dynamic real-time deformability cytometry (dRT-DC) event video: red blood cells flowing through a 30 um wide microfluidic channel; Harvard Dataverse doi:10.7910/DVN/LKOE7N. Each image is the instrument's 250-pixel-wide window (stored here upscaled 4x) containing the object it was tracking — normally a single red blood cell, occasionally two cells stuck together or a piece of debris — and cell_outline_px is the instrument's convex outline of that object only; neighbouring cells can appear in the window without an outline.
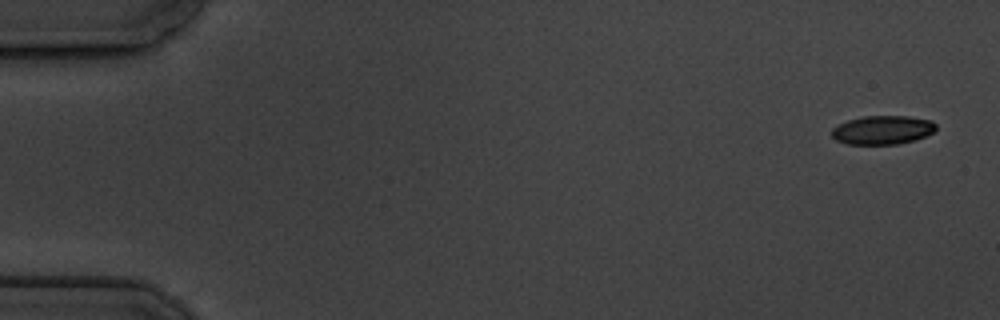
{"species": "common noctule bat (a hibernating species)", "species_latin": "Nyctalus noctula", "temperature_condition": "cold", "stored_images_in_passage": 15, "camera_frame_rate_fps": 3000, "um_per_image_px": 0.085, "animal": {"sex": "male", "body_mass_g": 19.5, "forearm_length_mm": 54.6}, "frame": {"image": 1, "passage_image": 1, "time_ms": 0.0, "image_size_px": [1000, 320], "cell_outline_px": [[936, 128], [932, 132], [916, 140], [896, 144], [848, 144], [836, 140], [832, 136], [832, 128], [848, 120], [864, 116], [908, 116], [932, 120], [936, 124]], "centroid_in_image_um": [75.03, 11.04], "position_along_channel_um": 10.0, "area_um2": 17.4}}
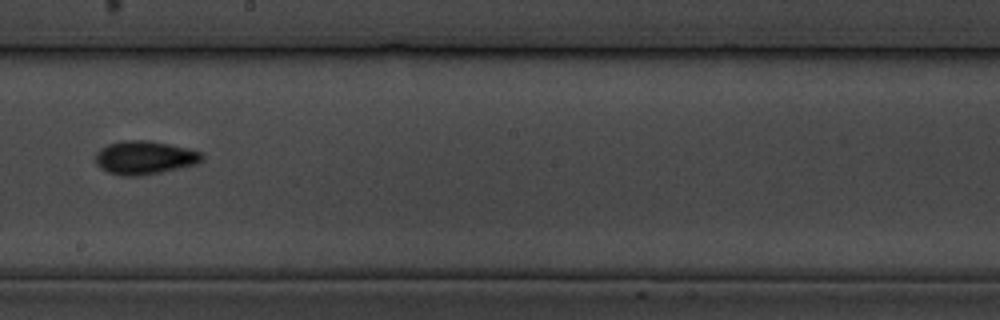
{"frame": {"image": 2, "passage_image": 9, "time_ms": 10.333, "image_size_px": [1000, 320], "cell_outline_px": [[204, 160], [196, 164], [160, 172], [136, 176], [120, 176], [108, 172], [100, 168], [96, 164], [96, 152], [100, 148], [108, 144], [120, 140], [148, 140], [188, 148], [200, 152], [204, 156]], "centroid_in_image_um": [12.27, 13.39], "position_along_channel_um": 235.9, "area_um2": 20.81}}
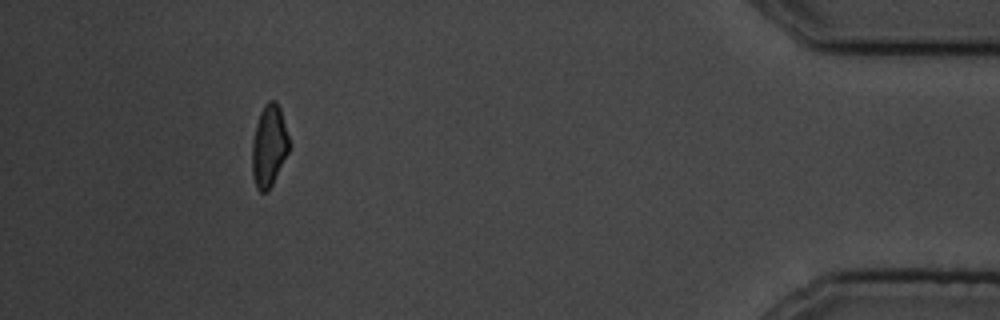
{"frame": {"image": 3, "passage_image": 14, "time_ms": 17.0, "image_size_px": [1000, 320], "cell_outline_px": [[288, 152], [268, 192], [260, 192], [256, 188], [252, 176], [252, 144], [256, 124], [260, 112], [264, 104], [268, 100], [276, 100], [280, 108], [288, 136]], "centroid_in_image_um": [22.84, 12.4], "position_along_channel_um": 412.4, "area_um2": 17.51}, "authors_computed_cell_mechanics": {"area_um2": 18.3804, "velocity_mm_per_s": 3.5049, "shape_relaxation_time_tau1_ms": 1.9656, "shape_relaxation_time_tau2_ms": null, "deformation_change_tau1": 0.0859, "deformation_change_tau2": null}}